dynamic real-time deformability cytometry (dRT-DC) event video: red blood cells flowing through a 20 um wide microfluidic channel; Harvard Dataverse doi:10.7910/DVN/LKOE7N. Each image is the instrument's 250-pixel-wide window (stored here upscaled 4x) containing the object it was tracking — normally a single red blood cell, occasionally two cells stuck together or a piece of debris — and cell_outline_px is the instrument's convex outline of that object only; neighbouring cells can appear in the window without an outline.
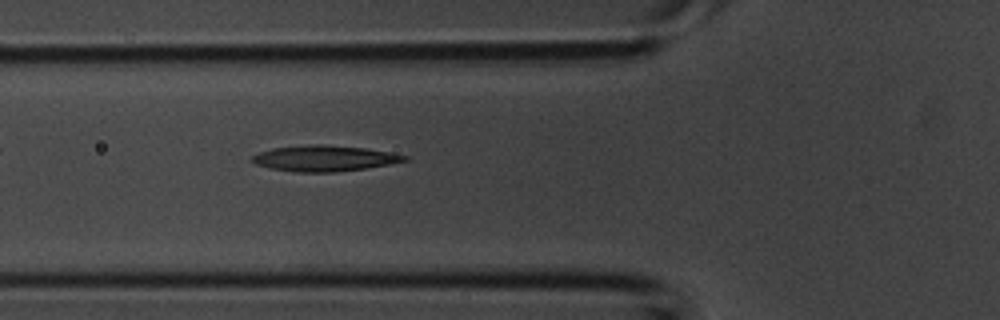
{"species": "common noctule bat (a hibernating species)", "species_latin": "Nyctalus noctula", "temperature_condition": "room temperature", "stored_images_in_passage": 5, "camera_frame_rate_fps": 3000, "um_per_image_px": 0.085, "animal": {"sex": "male", "body_mass_g": 20.1, "forearm_length_mm": 53.5}, "frame": {"image": 1, "passage_image": 5, "time_ms": 1.333, "image_size_px": [1000, 320], "cell_outline_px": [[408, 160], [388, 164], [364, 168], [332, 172], [296, 172], [272, 168], [256, 164], [248, 160], [252, 156], [260, 152], [272, 148], [316, 144], [320, 144], [364, 148], [388, 152], [408, 156]], "centroid_in_image_um": [27.52, 13.46], "position_along_channel_um": 98.3, "area_um2": 22.54}}